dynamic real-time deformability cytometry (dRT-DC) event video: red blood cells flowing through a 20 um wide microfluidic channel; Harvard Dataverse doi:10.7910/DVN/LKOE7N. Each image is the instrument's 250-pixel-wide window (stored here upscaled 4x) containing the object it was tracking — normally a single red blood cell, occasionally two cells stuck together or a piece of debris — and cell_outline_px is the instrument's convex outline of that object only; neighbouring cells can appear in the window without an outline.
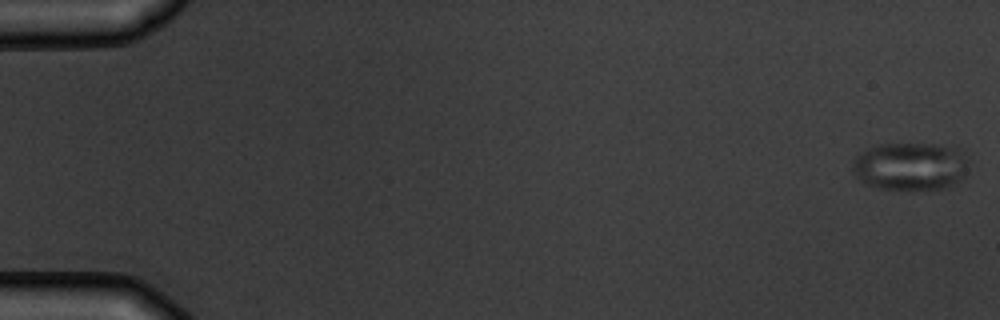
{"species": "common noctule bat (a hibernating species)", "species_latin": "Nyctalus noctula", "temperature_condition": "warm", "stored_images_in_passage": 6, "camera_frame_rate_fps": 3000, "um_per_image_px": 0.085, "animal": {"sex": "male", "body_mass_g": 19.5, "forearm_length_mm": 54.6}, "frame": {"image": 1, "passage_image": 1, "time_ms": 0.0, "image_size_px": [1000, 320], "cell_outline_px": [[968, 168], [964, 176], [960, 180], [944, 188], [876, 188], [860, 180], [856, 176], [852, 168], [852, 160], [860, 152], [868, 148], [880, 144], [956, 144], [964, 152], [968, 160]], "centroid_in_image_um": [77.43, 14.09], "position_along_channel_um": 7.6, "area_um2": 32.66}}